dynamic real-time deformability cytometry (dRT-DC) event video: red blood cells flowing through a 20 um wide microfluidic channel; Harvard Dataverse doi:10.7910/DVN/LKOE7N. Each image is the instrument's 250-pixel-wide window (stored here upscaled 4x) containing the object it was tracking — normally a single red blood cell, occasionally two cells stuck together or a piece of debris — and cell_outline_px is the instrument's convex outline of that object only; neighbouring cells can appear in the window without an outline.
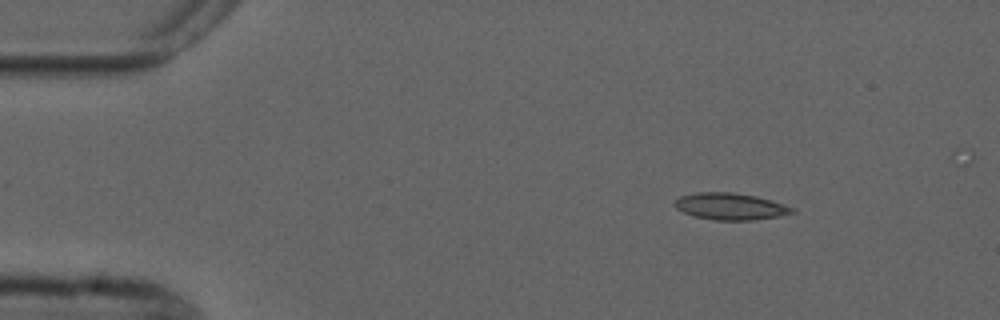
{"species": "common noctule bat (a hibernating species)", "species_latin": "Nyctalus noctula", "temperature_condition": "cold", "stored_images_in_passage": 5, "camera_frame_rate_fps": 3000, "um_per_image_px": 0.085, "animal": {"sex": "male", "forearm_length_mm": 52.5}, "frame": {"image": 1, "passage_image": 3, "time_ms": 2.333, "image_size_px": [1000, 320], "cell_outline_px": [[796, 212], [780, 216], [752, 220], [712, 220], [692, 216], [676, 208], [672, 204], [680, 196], [696, 192], [732, 192], [756, 196], [784, 204], [796, 208]], "centroid_in_image_um": [62.08, 17.55], "position_along_channel_um": 22.9, "area_um2": 18.5}}